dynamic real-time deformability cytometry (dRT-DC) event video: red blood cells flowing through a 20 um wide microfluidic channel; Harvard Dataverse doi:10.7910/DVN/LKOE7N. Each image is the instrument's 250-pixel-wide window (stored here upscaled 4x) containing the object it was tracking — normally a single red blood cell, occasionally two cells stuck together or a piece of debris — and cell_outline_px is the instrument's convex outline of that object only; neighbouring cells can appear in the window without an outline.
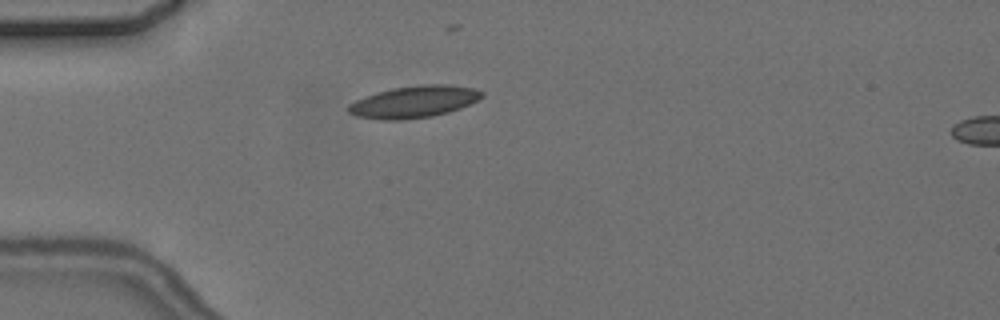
{"species": "common noctule bat (a hibernating species)", "species_latin": "Nyctalus noctula", "temperature_condition": "cold", "stored_images_in_passage": 6, "camera_frame_rate_fps": 3000, "um_per_image_px": 0.085, "animal": {"sex": "female", "body_mass_g": 24.6, "forearm_length_mm": 56.2}, "frame": {"image": 1, "passage_image": 5, "time_ms": 4.667, "image_size_px": [1000, 320], "cell_outline_px": [[484, 96], [460, 108], [448, 112], [432, 116], [400, 120], [380, 120], [356, 116], [348, 112], [348, 104], [356, 100], [376, 92], [392, 88], [420, 84], [444, 84], [472, 88], [484, 92]], "centroid_in_image_um": [35.16, 8.65], "position_along_channel_um": 49.8, "area_um2": 24.74}}